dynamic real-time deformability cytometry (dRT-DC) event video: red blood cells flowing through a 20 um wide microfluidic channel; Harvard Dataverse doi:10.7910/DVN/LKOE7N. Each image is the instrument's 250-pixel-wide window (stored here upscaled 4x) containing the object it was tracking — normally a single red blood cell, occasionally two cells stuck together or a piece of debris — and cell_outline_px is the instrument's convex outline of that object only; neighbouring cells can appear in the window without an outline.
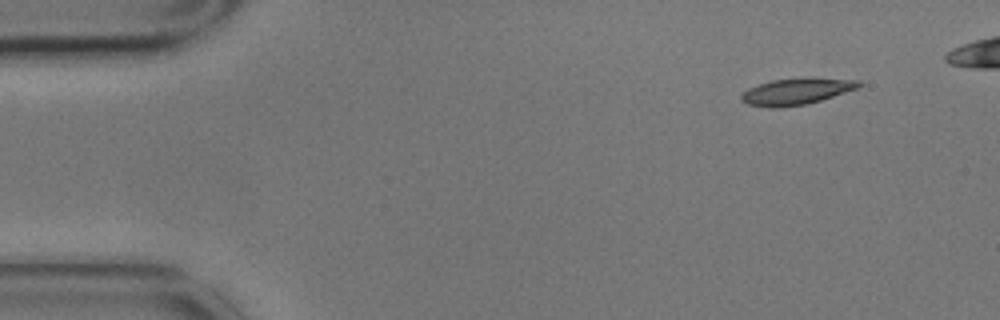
{"species": "common noctule bat (a hibernating species)", "species_latin": "Nyctalus noctula", "temperature_condition": "cold", "stored_images_in_passage": 5, "camera_frame_rate_fps": 3000, "um_per_image_px": 0.085, "animal": {"sex": "male", "body_mass_g": 17.9}, "frame": {"image": 1, "passage_image": 1, "time_ms": 0.0, "image_size_px": [1000, 320], "cell_outline_px": [[860, 84], [856, 88], [808, 104], [772, 108], [748, 104], [740, 100], [740, 96], [748, 88], [772, 80], [804, 76], [812, 76], [860, 80]], "centroid_in_image_um": [67.69, 7.74], "position_along_channel_um": 17.3, "area_um2": 18.26}}